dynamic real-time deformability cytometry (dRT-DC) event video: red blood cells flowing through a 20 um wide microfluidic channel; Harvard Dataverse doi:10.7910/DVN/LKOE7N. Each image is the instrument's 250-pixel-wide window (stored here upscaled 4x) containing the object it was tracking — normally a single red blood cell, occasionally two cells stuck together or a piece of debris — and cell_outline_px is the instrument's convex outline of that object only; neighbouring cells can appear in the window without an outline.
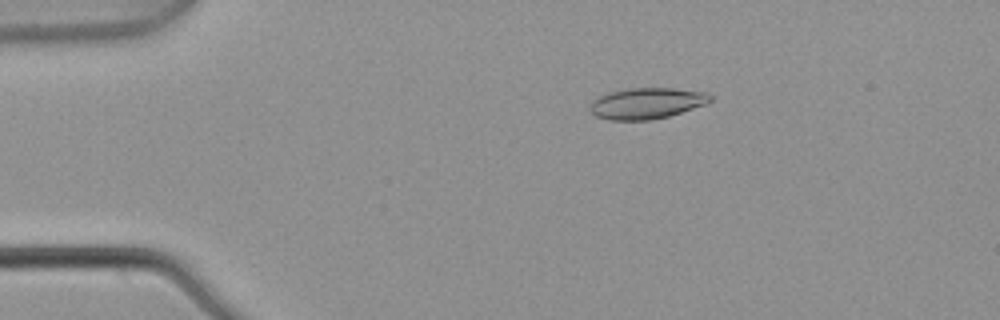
{"species": "common noctule bat (a hibernating species)", "species_latin": "Nyctalus noctula", "temperature_condition": "warm", "stored_images_in_passage": 6, "camera_frame_rate_fps": 3000, "um_per_image_px": 0.085, "animal": {"sex": "male", "body_mass_g": 21.5, "forearm_length_mm": 52.0}, "frame": {"image": 1, "passage_image": 2, "time_ms": 0.333, "image_size_px": [1000, 320], "cell_outline_px": [[712, 100], [708, 104], [668, 116], [652, 120], [608, 120], [596, 116], [588, 108], [588, 104], [592, 100], [608, 92], [628, 88], [672, 88], [708, 92], [712, 96]], "centroid_in_image_um": [54.97, 8.78], "position_along_channel_um": 30.0, "area_um2": 22.08}}
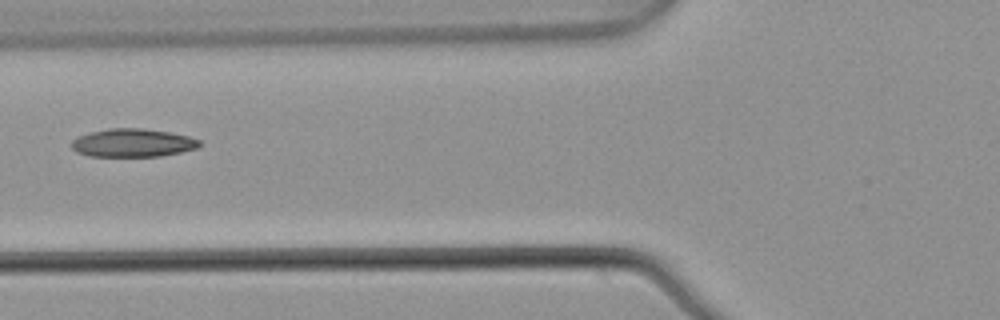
{"frame": {"image": 2, "passage_image": 5, "time_ms": 1.333, "image_size_px": [1000, 320], "cell_outline_px": [[200, 144], [196, 148], [180, 152], [160, 156], [88, 156], [76, 152], [72, 148], [72, 140], [80, 136], [92, 132], [108, 128], [140, 128], [168, 132], [188, 136], [200, 140]], "centroid_in_image_um": [11.27, 12.14], "position_along_channel_um": 114.5, "area_um2": 20.81}}
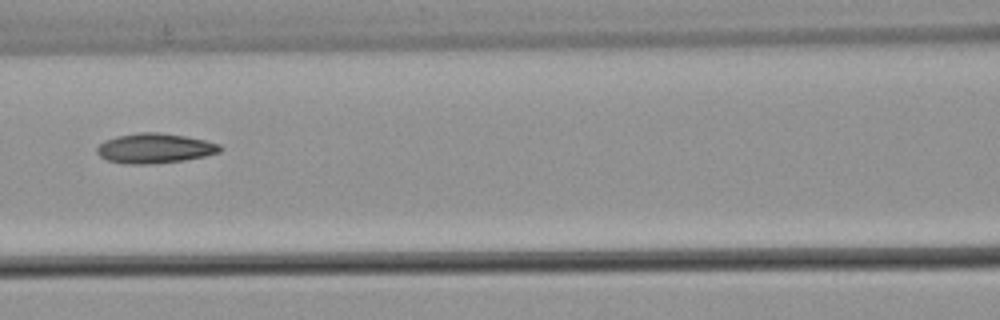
{"frame": {"image": 3, "passage_image": 6, "time_ms": 1.667, "image_size_px": [1000, 320], "cell_outline_px": [[224, 148], [220, 152], [204, 156], [184, 160], [152, 164], [124, 164], [108, 160], [100, 156], [96, 152], [96, 148], [104, 140], [116, 136], [140, 132], [160, 132], [184, 136], [204, 140], [220, 144]], "centroid_in_image_um": [13.14, 12.6], "position_along_channel_um": 153.5, "area_um2": 21.5}}